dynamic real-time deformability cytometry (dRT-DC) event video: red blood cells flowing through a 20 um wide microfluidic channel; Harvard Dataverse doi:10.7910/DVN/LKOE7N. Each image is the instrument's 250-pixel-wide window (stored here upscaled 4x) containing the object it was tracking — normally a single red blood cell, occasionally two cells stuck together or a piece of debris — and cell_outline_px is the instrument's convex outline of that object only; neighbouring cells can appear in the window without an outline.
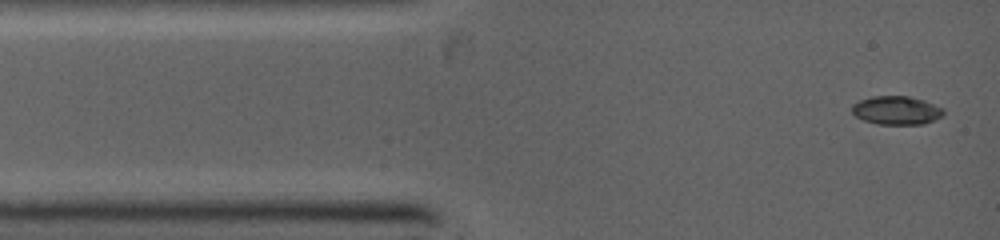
{"species": "common noctule bat (a hibernating species)", "species_latin": "Nyctalus noctula", "temperature_condition": "warm", "stored_images_in_passage": 39, "camera_frame_rate_fps": 5000, "um_per_image_px": 0.085, "animal": {"sex": "female", "body_mass_g": 19.0, "forearm_length_mm": 53.3}, "frame": {"image": 1, "passage_image": 1, "time_ms": 0.0, "image_size_px": [1000, 240], "cell_outline_px": [[944, 112], [940, 116], [924, 124], [876, 124], [864, 120], [856, 116], [852, 112], [852, 104], [860, 100], [872, 96], [908, 96], [924, 100], [944, 108]], "centroid_in_image_um": [76.18, 9.37], "position_along_channel_um": 8.8, "area_um2": 15.14}}
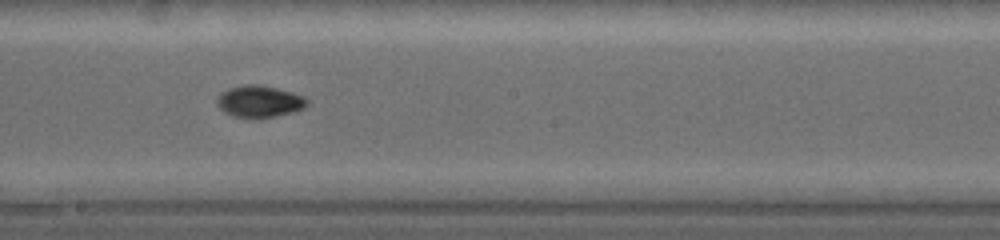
{"frame": {"image": 2, "passage_image": 17, "time_ms": 5.8, "image_size_px": [1000, 240], "cell_outline_px": [[308, 104], [292, 112], [260, 120], [252, 120], [232, 116], [224, 112], [216, 104], [216, 100], [228, 88], [244, 84], [256, 84], [276, 88], [292, 92], [304, 96], [308, 100]], "centroid_in_image_um": [22.03, 8.65], "position_along_channel_um": 226.2, "area_um2": 16.94}}
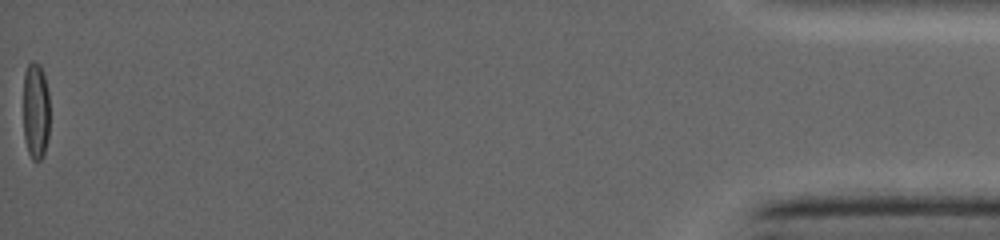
{"frame": {"image": 3, "passage_image": 39, "time_ms": 13.2, "image_size_px": [1000, 240], "cell_outline_px": [[48, 136], [44, 156], [40, 160], [32, 160], [28, 152], [24, 140], [24, 72], [28, 64], [32, 60], [40, 64], [44, 76], [48, 92]], "centroid_in_image_um": [3.03, 9.44], "position_along_channel_um": 432.2, "area_um2": 14.97}}